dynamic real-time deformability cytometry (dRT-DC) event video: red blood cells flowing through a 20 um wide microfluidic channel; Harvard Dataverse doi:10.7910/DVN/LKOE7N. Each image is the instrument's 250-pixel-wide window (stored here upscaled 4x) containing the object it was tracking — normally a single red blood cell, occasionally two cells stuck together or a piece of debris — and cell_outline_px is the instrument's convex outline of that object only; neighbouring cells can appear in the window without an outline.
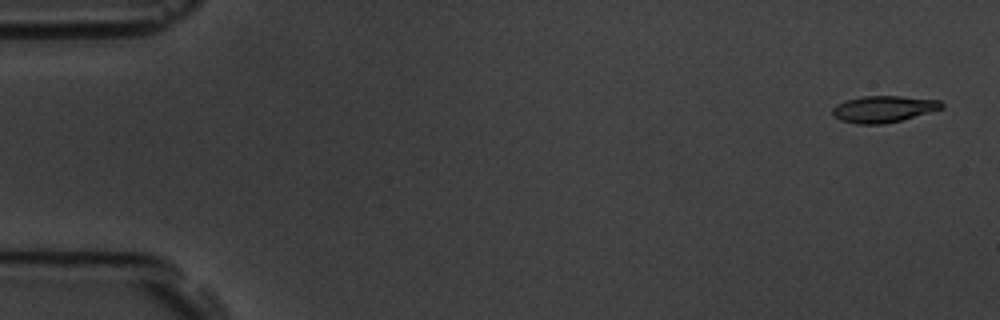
{"species": "common noctule bat (a hibernating species)", "species_latin": "Nyctalus noctula", "temperature_condition": "room temperature", "stored_images_in_passage": 6, "segment_of_instrument_passage": [1, 2], "camera_frame_rate_fps": 3000, "um_per_image_px": 0.085, "animal": {"sex": "male", "body_mass_g": 19.5, "forearm_length_mm": 54.6}, "frame": {"image": 1, "passage_image": 1, "time_ms": 0.0, "image_size_px": [1000, 320], "cell_outline_px": [[944, 108], [900, 120], [884, 124], [856, 124], [840, 120], [832, 116], [832, 108], [836, 104], [844, 100], [864, 96], [900, 96], [940, 100], [944, 104]], "centroid_in_image_um": [75.06, 9.26], "position_along_channel_um": 9.9, "area_um2": 16.99}}